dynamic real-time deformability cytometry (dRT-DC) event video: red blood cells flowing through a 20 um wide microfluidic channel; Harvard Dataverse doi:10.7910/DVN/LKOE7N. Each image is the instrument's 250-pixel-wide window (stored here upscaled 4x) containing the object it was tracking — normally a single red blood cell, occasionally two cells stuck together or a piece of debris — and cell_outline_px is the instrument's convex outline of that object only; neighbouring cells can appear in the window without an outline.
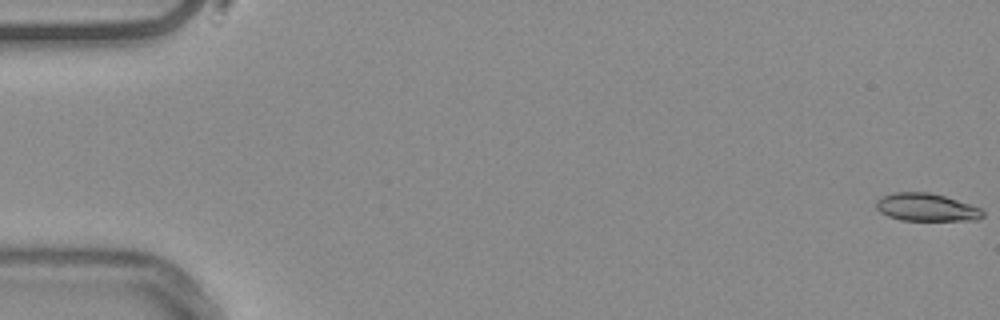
{"species": "common noctule bat (a hibernating species)", "species_latin": "Nyctalus noctula", "temperature_condition": "warm", "stored_images_in_passage": 55, "camera_frame_rate_fps": 3000, "um_per_image_px": 0.085, "animal": {"sex": "male", "body_mass_g": 20.4}, "frame": {"image": 1, "passage_image": 1, "time_ms": 0.0, "image_size_px": [1000, 320], "cell_outline_px": [[984, 216], [976, 220], [900, 220], [888, 216], [880, 212], [876, 208], [876, 200], [892, 192], [928, 192], [944, 196], [980, 208], [984, 212]], "centroid_in_image_um": [78.72, 17.62], "position_along_channel_um": 6.3, "area_um2": 17.11}}
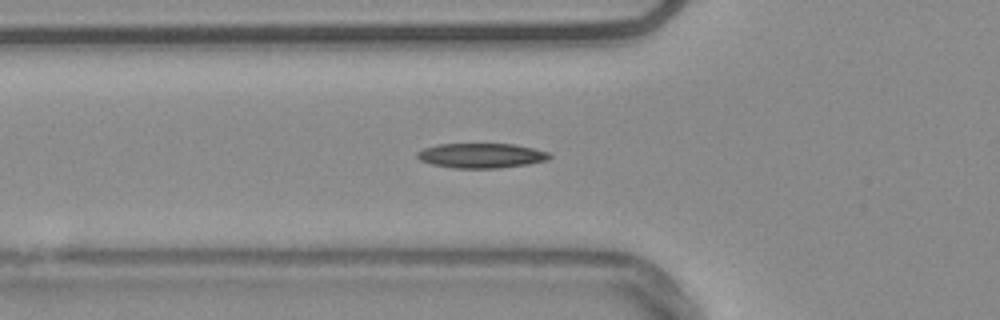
{"frame": {"image": 2, "passage_image": 20, "time_ms": 6.333, "image_size_px": [1000, 320], "cell_outline_px": [[552, 156], [548, 160], [528, 164], [500, 168], [452, 168], [432, 164], [420, 160], [416, 156], [416, 152], [424, 148], [436, 144], [516, 144], [548, 152]], "centroid_in_image_um": [40.9, 13.22], "position_along_channel_um": 84.9, "area_um2": 19.19}}
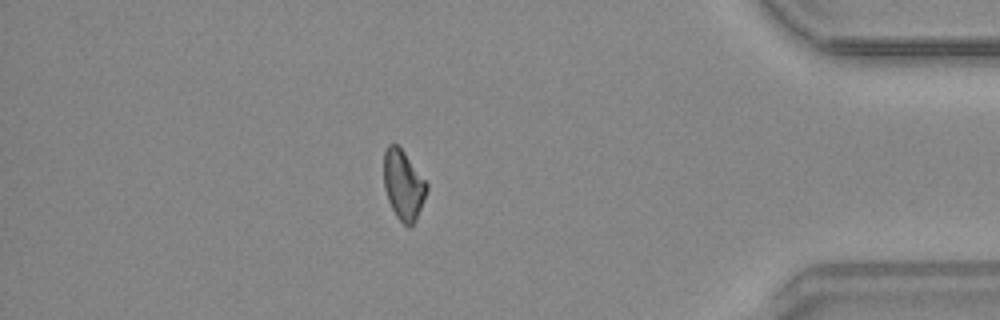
{"frame": {"image": 3, "passage_image": 48, "time_ms": 15.667, "image_size_px": [1000, 320], "cell_outline_px": [[428, 188], [416, 220], [408, 228], [396, 216], [388, 200], [384, 188], [384, 152], [388, 144], [396, 144], [404, 152], [428, 184]], "centroid_in_image_um": [34.28, 15.72], "position_along_channel_um": 400.9, "area_um2": 17.22}}